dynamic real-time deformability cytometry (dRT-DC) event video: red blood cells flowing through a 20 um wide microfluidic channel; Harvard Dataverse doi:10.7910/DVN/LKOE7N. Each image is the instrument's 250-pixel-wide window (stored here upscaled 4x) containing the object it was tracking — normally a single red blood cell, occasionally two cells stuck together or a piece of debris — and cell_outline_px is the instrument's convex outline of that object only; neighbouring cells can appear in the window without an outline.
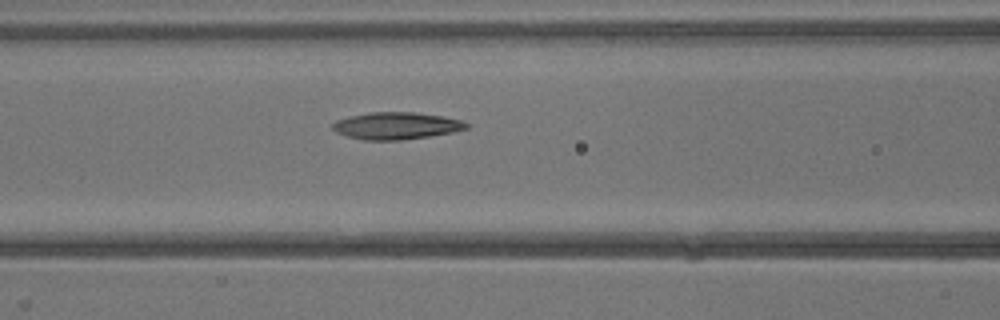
{"species": "common noctule bat (a hibernating species)", "species_latin": "Nyctalus noctula", "temperature_condition": "warm", "stored_images_in_passage": 29, "camera_frame_rate_fps": 3000, "um_per_image_px": 0.085, "animal": {"sex": "male", "body_mass_g": 13.3}, "frame": {"image": 1, "passage_image": 13, "time_ms": 4.0, "image_size_px": [1000, 320], "cell_outline_px": [[468, 128], [452, 132], [428, 136], [400, 140], [364, 140], [348, 136], [336, 132], [332, 128], [332, 124], [336, 120], [352, 116], [372, 112], [412, 112], [440, 116], [460, 120], [468, 124]], "centroid_in_image_um": [33.66, 10.69], "position_along_channel_um": 132.9, "area_um2": 20.75}}
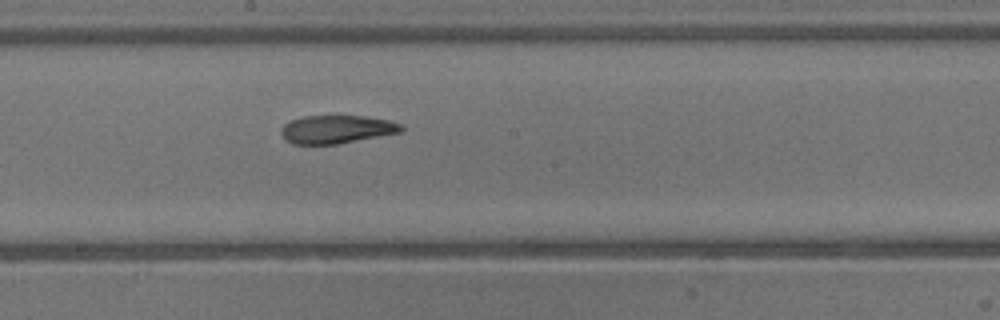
{"frame": {"image": 2, "passage_image": 18, "time_ms": 5.667, "image_size_px": [1000, 320], "cell_outline_px": [[404, 128], [400, 132], [336, 144], [292, 144], [284, 140], [280, 132], [280, 128], [284, 124], [292, 120], [304, 116], [364, 116], [388, 120], [400, 124]], "centroid_in_image_um": [28.55, 10.99], "position_along_channel_um": 219.6, "area_um2": 19.59}}
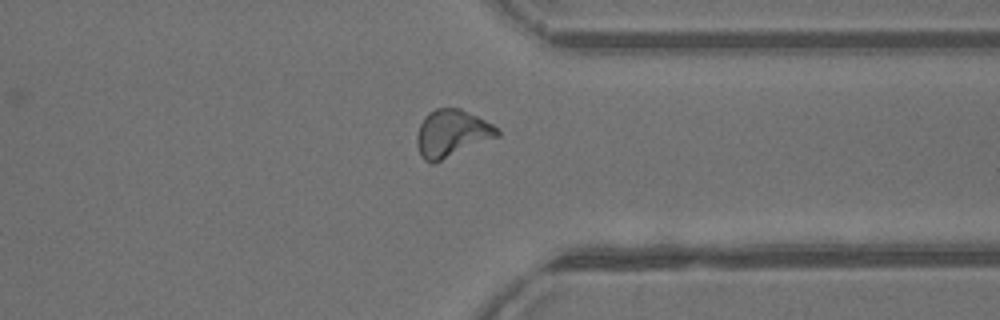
{"frame": {"image": 3, "passage_image": 27, "time_ms": 8.667, "image_size_px": [1000, 320], "cell_outline_px": [[500, 136], [432, 164], [424, 160], [420, 156], [416, 144], [416, 136], [420, 124], [424, 116], [428, 112], [436, 108], [460, 108], [492, 124], [500, 132]], "centroid_in_image_um": [38.36, 11.35], "position_along_channel_um": 373.0, "area_um2": 22.14}}